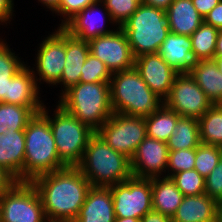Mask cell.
Here are the masks:
<instances>
[{"instance_id":"obj_1","label":"cell","mask_w":222,"mask_h":222,"mask_svg":"<svg viewBox=\"0 0 222 222\" xmlns=\"http://www.w3.org/2000/svg\"><path fill=\"white\" fill-rule=\"evenodd\" d=\"M37 189L47 221H74L91 188L76 166L41 175L31 182Z\"/></svg>"},{"instance_id":"obj_2","label":"cell","mask_w":222,"mask_h":222,"mask_svg":"<svg viewBox=\"0 0 222 222\" xmlns=\"http://www.w3.org/2000/svg\"><path fill=\"white\" fill-rule=\"evenodd\" d=\"M76 167L94 187H110L133 176L131 159L116 152L97 133L90 138Z\"/></svg>"},{"instance_id":"obj_3","label":"cell","mask_w":222,"mask_h":222,"mask_svg":"<svg viewBox=\"0 0 222 222\" xmlns=\"http://www.w3.org/2000/svg\"><path fill=\"white\" fill-rule=\"evenodd\" d=\"M59 97V105L95 133L113 114L110 83L107 82H79Z\"/></svg>"},{"instance_id":"obj_4","label":"cell","mask_w":222,"mask_h":222,"mask_svg":"<svg viewBox=\"0 0 222 222\" xmlns=\"http://www.w3.org/2000/svg\"><path fill=\"white\" fill-rule=\"evenodd\" d=\"M25 132L24 182L67 167L58 156L49 121L36 114Z\"/></svg>"},{"instance_id":"obj_5","label":"cell","mask_w":222,"mask_h":222,"mask_svg":"<svg viewBox=\"0 0 222 222\" xmlns=\"http://www.w3.org/2000/svg\"><path fill=\"white\" fill-rule=\"evenodd\" d=\"M110 94L113 112L129 116H149L163 104L135 67L112 74Z\"/></svg>"},{"instance_id":"obj_6","label":"cell","mask_w":222,"mask_h":222,"mask_svg":"<svg viewBox=\"0 0 222 222\" xmlns=\"http://www.w3.org/2000/svg\"><path fill=\"white\" fill-rule=\"evenodd\" d=\"M121 28L135 58L143 54L158 53L170 33L166 11L143 2Z\"/></svg>"},{"instance_id":"obj_7","label":"cell","mask_w":222,"mask_h":222,"mask_svg":"<svg viewBox=\"0 0 222 222\" xmlns=\"http://www.w3.org/2000/svg\"><path fill=\"white\" fill-rule=\"evenodd\" d=\"M56 107L54 117L50 118L45 105L40 113L49 121L59 159L66 166H77L95 132L59 104Z\"/></svg>"},{"instance_id":"obj_8","label":"cell","mask_w":222,"mask_h":222,"mask_svg":"<svg viewBox=\"0 0 222 222\" xmlns=\"http://www.w3.org/2000/svg\"><path fill=\"white\" fill-rule=\"evenodd\" d=\"M1 222H47L40 195L31 182L17 181L0 197Z\"/></svg>"},{"instance_id":"obj_9","label":"cell","mask_w":222,"mask_h":222,"mask_svg":"<svg viewBox=\"0 0 222 222\" xmlns=\"http://www.w3.org/2000/svg\"><path fill=\"white\" fill-rule=\"evenodd\" d=\"M96 133L116 152L131 159L138 145L147 137L145 117L113 112Z\"/></svg>"},{"instance_id":"obj_10","label":"cell","mask_w":222,"mask_h":222,"mask_svg":"<svg viewBox=\"0 0 222 222\" xmlns=\"http://www.w3.org/2000/svg\"><path fill=\"white\" fill-rule=\"evenodd\" d=\"M109 188L116 218L141 219L153 210L152 179L132 176Z\"/></svg>"},{"instance_id":"obj_11","label":"cell","mask_w":222,"mask_h":222,"mask_svg":"<svg viewBox=\"0 0 222 222\" xmlns=\"http://www.w3.org/2000/svg\"><path fill=\"white\" fill-rule=\"evenodd\" d=\"M163 104L180 116L197 119L213 105L189 72L177 74Z\"/></svg>"},{"instance_id":"obj_12","label":"cell","mask_w":222,"mask_h":222,"mask_svg":"<svg viewBox=\"0 0 222 222\" xmlns=\"http://www.w3.org/2000/svg\"><path fill=\"white\" fill-rule=\"evenodd\" d=\"M88 41L90 54L105 63L111 74L134 67L135 57L121 27Z\"/></svg>"},{"instance_id":"obj_13","label":"cell","mask_w":222,"mask_h":222,"mask_svg":"<svg viewBox=\"0 0 222 222\" xmlns=\"http://www.w3.org/2000/svg\"><path fill=\"white\" fill-rule=\"evenodd\" d=\"M36 59L37 74L32 69L36 83L43 80L47 84L58 85L66 59V30L63 27L59 26L41 42Z\"/></svg>"},{"instance_id":"obj_14","label":"cell","mask_w":222,"mask_h":222,"mask_svg":"<svg viewBox=\"0 0 222 222\" xmlns=\"http://www.w3.org/2000/svg\"><path fill=\"white\" fill-rule=\"evenodd\" d=\"M169 149L166 142L146 137L131 158L132 175L139 178H161L166 174Z\"/></svg>"},{"instance_id":"obj_15","label":"cell","mask_w":222,"mask_h":222,"mask_svg":"<svg viewBox=\"0 0 222 222\" xmlns=\"http://www.w3.org/2000/svg\"><path fill=\"white\" fill-rule=\"evenodd\" d=\"M134 67L149 88L164 101L178 72L169 66L159 53L136 57Z\"/></svg>"},{"instance_id":"obj_16","label":"cell","mask_w":222,"mask_h":222,"mask_svg":"<svg viewBox=\"0 0 222 222\" xmlns=\"http://www.w3.org/2000/svg\"><path fill=\"white\" fill-rule=\"evenodd\" d=\"M98 6L101 7L103 6L102 8L104 9L100 8V10H103L104 13L100 12ZM102 14L103 16H101ZM98 15L102 17L101 20H100L101 17H99ZM104 15H106L105 16L106 19L108 17L107 21L109 20L110 23L114 24L111 14L109 10L106 8L104 2L102 0H96L92 5H89L88 7L84 8L82 11L78 12L63 26V28L66 31H68L72 36H75L81 40H86V41H89L101 35H108L114 31L110 29L107 30L106 28L104 29V23L106 21Z\"/></svg>"},{"instance_id":"obj_17","label":"cell","mask_w":222,"mask_h":222,"mask_svg":"<svg viewBox=\"0 0 222 222\" xmlns=\"http://www.w3.org/2000/svg\"><path fill=\"white\" fill-rule=\"evenodd\" d=\"M30 67L25 65L9 80L7 103L29 107L35 114H38L44 103L40 100V88Z\"/></svg>"},{"instance_id":"obj_18","label":"cell","mask_w":222,"mask_h":222,"mask_svg":"<svg viewBox=\"0 0 222 222\" xmlns=\"http://www.w3.org/2000/svg\"><path fill=\"white\" fill-rule=\"evenodd\" d=\"M25 132L7 130L0 134V167L24 182Z\"/></svg>"},{"instance_id":"obj_19","label":"cell","mask_w":222,"mask_h":222,"mask_svg":"<svg viewBox=\"0 0 222 222\" xmlns=\"http://www.w3.org/2000/svg\"><path fill=\"white\" fill-rule=\"evenodd\" d=\"M115 218L110 188L91 186L73 222H114Z\"/></svg>"},{"instance_id":"obj_20","label":"cell","mask_w":222,"mask_h":222,"mask_svg":"<svg viewBox=\"0 0 222 222\" xmlns=\"http://www.w3.org/2000/svg\"><path fill=\"white\" fill-rule=\"evenodd\" d=\"M162 59L178 73H187L195 64L190 36L170 32L158 51Z\"/></svg>"},{"instance_id":"obj_21","label":"cell","mask_w":222,"mask_h":222,"mask_svg":"<svg viewBox=\"0 0 222 222\" xmlns=\"http://www.w3.org/2000/svg\"><path fill=\"white\" fill-rule=\"evenodd\" d=\"M90 53L88 41L72 36L66 31V59L64 69L59 80L64 89L62 95L71 86L78 84L81 77V68Z\"/></svg>"},{"instance_id":"obj_22","label":"cell","mask_w":222,"mask_h":222,"mask_svg":"<svg viewBox=\"0 0 222 222\" xmlns=\"http://www.w3.org/2000/svg\"><path fill=\"white\" fill-rule=\"evenodd\" d=\"M218 203L208 194L184 196L173 222H217Z\"/></svg>"},{"instance_id":"obj_23","label":"cell","mask_w":222,"mask_h":222,"mask_svg":"<svg viewBox=\"0 0 222 222\" xmlns=\"http://www.w3.org/2000/svg\"><path fill=\"white\" fill-rule=\"evenodd\" d=\"M165 11L170 32L177 35L191 36L204 22L192 0H173Z\"/></svg>"},{"instance_id":"obj_24","label":"cell","mask_w":222,"mask_h":222,"mask_svg":"<svg viewBox=\"0 0 222 222\" xmlns=\"http://www.w3.org/2000/svg\"><path fill=\"white\" fill-rule=\"evenodd\" d=\"M189 73L213 105L222 104V74L214 59L196 61Z\"/></svg>"},{"instance_id":"obj_25","label":"cell","mask_w":222,"mask_h":222,"mask_svg":"<svg viewBox=\"0 0 222 222\" xmlns=\"http://www.w3.org/2000/svg\"><path fill=\"white\" fill-rule=\"evenodd\" d=\"M162 177L152 178L153 210L172 218L184 195L171 178Z\"/></svg>"},{"instance_id":"obj_26","label":"cell","mask_w":222,"mask_h":222,"mask_svg":"<svg viewBox=\"0 0 222 222\" xmlns=\"http://www.w3.org/2000/svg\"><path fill=\"white\" fill-rule=\"evenodd\" d=\"M166 144L169 150L197 148L201 144L198 119L180 116Z\"/></svg>"},{"instance_id":"obj_27","label":"cell","mask_w":222,"mask_h":222,"mask_svg":"<svg viewBox=\"0 0 222 222\" xmlns=\"http://www.w3.org/2000/svg\"><path fill=\"white\" fill-rule=\"evenodd\" d=\"M179 117L174 110L162 104L155 112L145 117L147 137L167 142Z\"/></svg>"},{"instance_id":"obj_28","label":"cell","mask_w":222,"mask_h":222,"mask_svg":"<svg viewBox=\"0 0 222 222\" xmlns=\"http://www.w3.org/2000/svg\"><path fill=\"white\" fill-rule=\"evenodd\" d=\"M219 29L202 23L190 36L192 53L195 61L213 60Z\"/></svg>"},{"instance_id":"obj_29","label":"cell","mask_w":222,"mask_h":222,"mask_svg":"<svg viewBox=\"0 0 222 222\" xmlns=\"http://www.w3.org/2000/svg\"><path fill=\"white\" fill-rule=\"evenodd\" d=\"M198 123L201 143L222 147V104L212 105Z\"/></svg>"},{"instance_id":"obj_30","label":"cell","mask_w":222,"mask_h":222,"mask_svg":"<svg viewBox=\"0 0 222 222\" xmlns=\"http://www.w3.org/2000/svg\"><path fill=\"white\" fill-rule=\"evenodd\" d=\"M35 115L29 107L0 102V134L7 130L24 131Z\"/></svg>"},{"instance_id":"obj_31","label":"cell","mask_w":222,"mask_h":222,"mask_svg":"<svg viewBox=\"0 0 222 222\" xmlns=\"http://www.w3.org/2000/svg\"><path fill=\"white\" fill-rule=\"evenodd\" d=\"M0 39V102L7 103L9 80L26 64ZM18 57V58H17Z\"/></svg>"},{"instance_id":"obj_32","label":"cell","mask_w":222,"mask_h":222,"mask_svg":"<svg viewBox=\"0 0 222 222\" xmlns=\"http://www.w3.org/2000/svg\"><path fill=\"white\" fill-rule=\"evenodd\" d=\"M222 157V147L201 143L196 148L194 169L206 178L218 165Z\"/></svg>"},{"instance_id":"obj_33","label":"cell","mask_w":222,"mask_h":222,"mask_svg":"<svg viewBox=\"0 0 222 222\" xmlns=\"http://www.w3.org/2000/svg\"><path fill=\"white\" fill-rule=\"evenodd\" d=\"M170 178L184 196L205 194V178L195 169L178 172Z\"/></svg>"},{"instance_id":"obj_34","label":"cell","mask_w":222,"mask_h":222,"mask_svg":"<svg viewBox=\"0 0 222 222\" xmlns=\"http://www.w3.org/2000/svg\"><path fill=\"white\" fill-rule=\"evenodd\" d=\"M112 77L111 72L100 59L94 57L92 54L86 58L84 65L81 68V77L79 82L95 83L107 82L110 83Z\"/></svg>"},{"instance_id":"obj_35","label":"cell","mask_w":222,"mask_h":222,"mask_svg":"<svg viewBox=\"0 0 222 222\" xmlns=\"http://www.w3.org/2000/svg\"><path fill=\"white\" fill-rule=\"evenodd\" d=\"M195 157L196 148L169 150L168 163L166 168L168 174L165 175V177L170 178L172 175L178 172L194 169Z\"/></svg>"},{"instance_id":"obj_36","label":"cell","mask_w":222,"mask_h":222,"mask_svg":"<svg viewBox=\"0 0 222 222\" xmlns=\"http://www.w3.org/2000/svg\"><path fill=\"white\" fill-rule=\"evenodd\" d=\"M114 23L121 27L137 10L142 0H102Z\"/></svg>"},{"instance_id":"obj_37","label":"cell","mask_w":222,"mask_h":222,"mask_svg":"<svg viewBox=\"0 0 222 222\" xmlns=\"http://www.w3.org/2000/svg\"><path fill=\"white\" fill-rule=\"evenodd\" d=\"M96 0H61L59 6L53 11L63 16L60 27H63L71 18L84 8L92 5ZM65 16V17H64Z\"/></svg>"},{"instance_id":"obj_38","label":"cell","mask_w":222,"mask_h":222,"mask_svg":"<svg viewBox=\"0 0 222 222\" xmlns=\"http://www.w3.org/2000/svg\"><path fill=\"white\" fill-rule=\"evenodd\" d=\"M205 194L217 203L222 202V157L218 165L205 178Z\"/></svg>"},{"instance_id":"obj_39","label":"cell","mask_w":222,"mask_h":222,"mask_svg":"<svg viewBox=\"0 0 222 222\" xmlns=\"http://www.w3.org/2000/svg\"><path fill=\"white\" fill-rule=\"evenodd\" d=\"M204 23L222 30V0L205 16Z\"/></svg>"},{"instance_id":"obj_40","label":"cell","mask_w":222,"mask_h":222,"mask_svg":"<svg viewBox=\"0 0 222 222\" xmlns=\"http://www.w3.org/2000/svg\"><path fill=\"white\" fill-rule=\"evenodd\" d=\"M221 0H192L197 12L205 18V16L220 2Z\"/></svg>"},{"instance_id":"obj_41","label":"cell","mask_w":222,"mask_h":222,"mask_svg":"<svg viewBox=\"0 0 222 222\" xmlns=\"http://www.w3.org/2000/svg\"><path fill=\"white\" fill-rule=\"evenodd\" d=\"M13 7V0H0V24L4 22L7 25L13 19Z\"/></svg>"},{"instance_id":"obj_42","label":"cell","mask_w":222,"mask_h":222,"mask_svg":"<svg viewBox=\"0 0 222 222\" xmlns=\"http://www.w3.org/2000/svg\"><path fill=\"white\" fill-rule=\"evenodd\" d=\"M16 182L17 180L8 171L0 167V197Z\"/></svg>"},{"instance_id":"obj_43","label":"cell","mask_w":222,"mask_h":222,"mask_svg":"<svg viewBox=\"0 0 222 222\" xmlns=\"http://www.w3.org/2000/svg\"><path fill=\"white\" fill-rule=\"evenodd\" d=\"M140 222H173L172 218L165 216L157 211L151 210L146 213Z\"/></svg>"},{"instance_id":"obj_44","label":"cell","mask_w":222,"mask_h":222,"mask_svg":"<svg viewBox=\"0 0 222 222\" xmlns=\"http://www.w3.org/2000/svg\"><path fill=\"white\" fill-rule=\"evenodd\" d=\"M144 4L166 10L173 0H142Z\"/></svg>"},{"instance_id":"obj_45","label":"cell","mask_w":222,"mask_h":222,"mask_svg":"<svg viewBox=\"0 0 222 222\" xmlns=\"http://www.w3.org/2000/svg\"><path fill=\"white\" fill-rule=\"evenodd\" d=\"M41 4L45 5L51 11H54L60 4L61 0H38Z\"/></svg>"},{"instance_id":"obj_46","label":"cell","mask_w":222,"mask_h":222,"mask_svg":"<svg viewBox=\"0 0 222 222\" xmlns=\"http://www.w3.org/2000/svg\"><path fill=\"white\" fill-rule=\"evenodd\" d=\"M214 56H222V30H219L216 42V50Z\"/></svg>"},{"instance_id":"obj_47","label":"cell","mask_w":222,"mask_h":222,"mask_svg":"<svg viewBox=\"0 0 222 222\" xmlns=\"http://www.w3.org/2000/svg\"><path fill=\"white\" fill-rule=\"evenodd\" d=\"M114 222H140V219L135 218H115Z\"/></svg>"},{"instance_id":"obj_48","label":"cell","mask_w":222,"mask_h":222,"mask_svg":"<svg viewBox=\"0 0 222 222\" xmlns=\"http://www.w3.org/2000/svg\"><path fill=\"white\" fill-rule=\"evenodd\" d=\"M214 61L217 64L219 72L222 74V56H214Z\"/></svg>"},{"instance_id":"obj_49","label":"cell","mask_w":222,"mask_h":222,"mask_svg":"<svg viewBox=\"0 0 222 222\" xmlns=\"http://www.w3.org/2000/svg\"><path fill=\"white\" fill-rule=\"evenodd\" d=\"M217 222H222V202L217 206Z\"/></svg>"},{"instance_id":"obj_50","label":"cell","mask_w":222,"mask_h":222,"mask_svg":"<svg viewBox=\"0 0 222 222\" xmlns=\"http://www.w3.org/2000/svg\"><path fill=\"white\" fill-rule=\"evenodd\" d=\"M47 222H72V221H47Z\"/></svg>"}]
</instances>
